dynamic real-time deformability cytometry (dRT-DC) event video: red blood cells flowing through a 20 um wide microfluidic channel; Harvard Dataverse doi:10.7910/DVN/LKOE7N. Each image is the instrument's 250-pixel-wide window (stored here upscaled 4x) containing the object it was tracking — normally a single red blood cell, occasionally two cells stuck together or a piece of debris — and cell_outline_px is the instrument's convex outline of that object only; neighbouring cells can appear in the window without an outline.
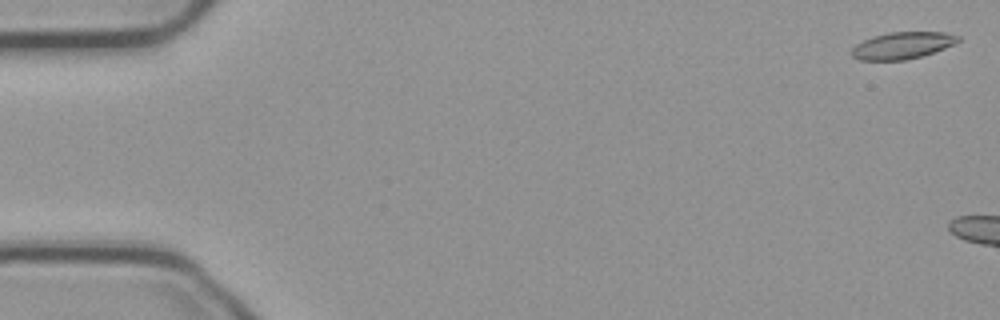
{"species": "common noctule bat (a hibernating species)", "species_latin": "Nyctalus noctula", "temperature_condition": "cold", "stored_images_in_passage": 6, "camera_frame_rate_fps": 3000, "um_per_image_px": 0.085, "animal": {"sex": "male", "body_mass_g": 23.1, "forearm_length_mm": 52.7}, "frame": {"image": 1, "passage_image": 2, "time_ms": 0.333, "image_size_px": [1000, 320], "cell_outline_px": [[960, 40], [956, 44], [920, 56], [904, 60], [860, 60], [852, 56], [848, 52], [856, 44], [872, 36], [888, 32], [944, 32], [960, 36]], "centroid_in_image_um": [76.68, 3.86], "position_along_channel_um": 8.3, "area_um2": 16.7}}